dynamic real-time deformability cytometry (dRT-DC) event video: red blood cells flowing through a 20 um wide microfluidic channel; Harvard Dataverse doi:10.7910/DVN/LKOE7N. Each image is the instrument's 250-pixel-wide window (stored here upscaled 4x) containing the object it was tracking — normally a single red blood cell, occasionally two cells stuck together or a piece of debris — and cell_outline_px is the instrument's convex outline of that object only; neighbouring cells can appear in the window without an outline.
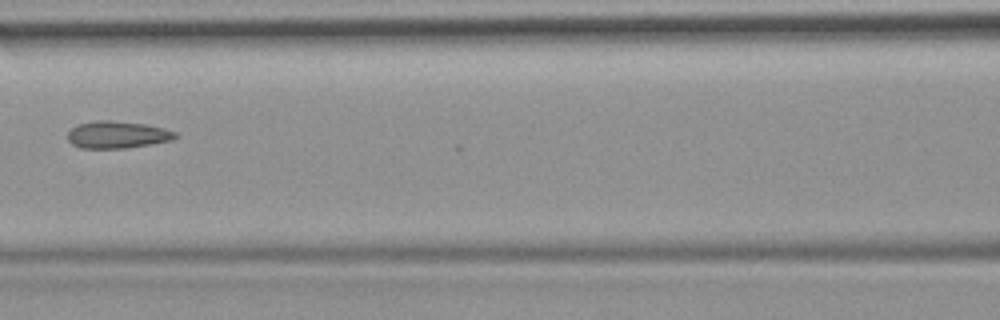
{"species": "common noctule bat (a hibernating species)", "species_latin": "Nyctalus noctula", "temperature_condition": "room temperature", "stored_images_in_passage": 7, "camera_frame_rate_fps": 3000, "um_per_image_px": 0.085, "animal": {"sex": "female", "body_mass_g": 19.9}, "frame": {"image": 1, "passage_image": 6, "time_ms": 7.0, "image_size_px": [1000, 320], "cell_outline_px": [[176, 136], [172, 140], [124, 148], [80, 148], [72, 144], [68, 140], [68, 132], [72, 128], [80, 124], [96, 120], [112, 120], [144, 124], [164, 128], [176, 132]], "centroid_in_image_um": [9.95, 11.44], "position_along_channel_um": 156.7, "area_um2": 16.82}}
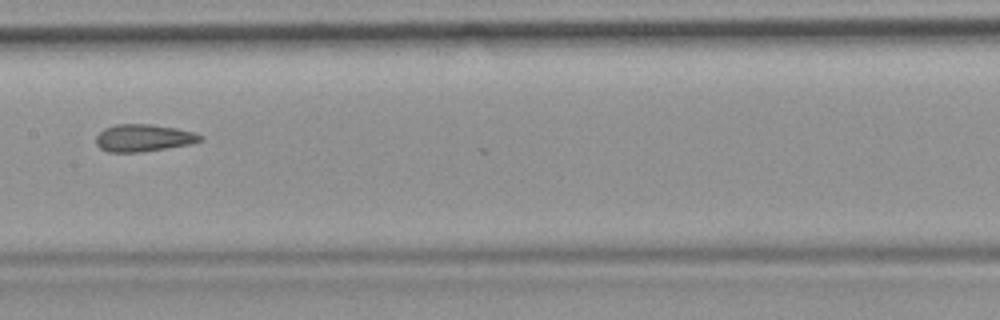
{"frame": {"image": 2, "passage_image": 7, "time_ms": 8.0, "image_size_px": [1000, 320], "cell_outline_px": [[204, 140], [188, 144], [140, 152], [108, 152], [100, 148], [96, 144], [96, 136], [104, 128], [116, 124], [152, 124], [176, 128], [192, 132], [204, 136]], "centroid_in_image_um": [12.17, 11.71], "position_along_channel_um": 195.2, "area_um2": 16.47}}